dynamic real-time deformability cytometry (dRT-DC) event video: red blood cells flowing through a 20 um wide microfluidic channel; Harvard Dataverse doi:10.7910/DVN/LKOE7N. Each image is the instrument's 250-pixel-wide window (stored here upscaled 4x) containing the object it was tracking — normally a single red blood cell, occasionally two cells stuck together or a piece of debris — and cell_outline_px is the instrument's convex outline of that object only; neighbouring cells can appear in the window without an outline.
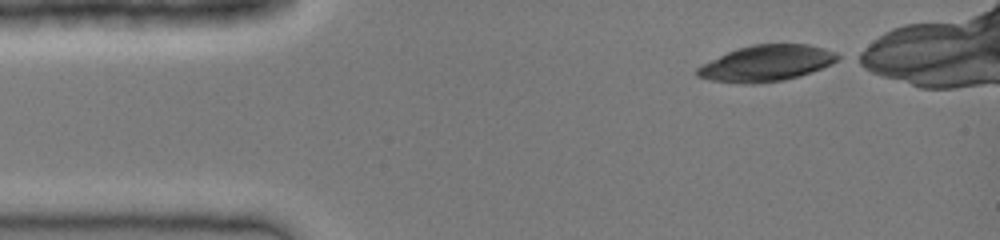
{"species": "common noctule bat (a hibernating species)", "species_latin": "Nyctalus noctula", "temperature_condition": "cold", "stored_images_in_passage": 6, "camera_frame_rate_fps": 3000, "um_per_image_px": 0.085, "animal": {"sex": "female", "body_mass_g": 19.0, "forearm_length_mm": 51.5}, "frame": {"image": 1, "passage_image": 1, "time_ms": 0.0, "image_size_px": [1000, 240], "cell_outline_px": [[844, 56], [832, 64], [812, 72], [800, 76], [784, 80], [752, 84], [744, 84], [708, 80], [696, 76], [696, 68], [728, 52], [752, 44], [808, 44], [836, 52]], "centroid_in_image_um": [65.19, 5.39], "position_along_channel_um": 19.8, "area_um2": 29.54}}